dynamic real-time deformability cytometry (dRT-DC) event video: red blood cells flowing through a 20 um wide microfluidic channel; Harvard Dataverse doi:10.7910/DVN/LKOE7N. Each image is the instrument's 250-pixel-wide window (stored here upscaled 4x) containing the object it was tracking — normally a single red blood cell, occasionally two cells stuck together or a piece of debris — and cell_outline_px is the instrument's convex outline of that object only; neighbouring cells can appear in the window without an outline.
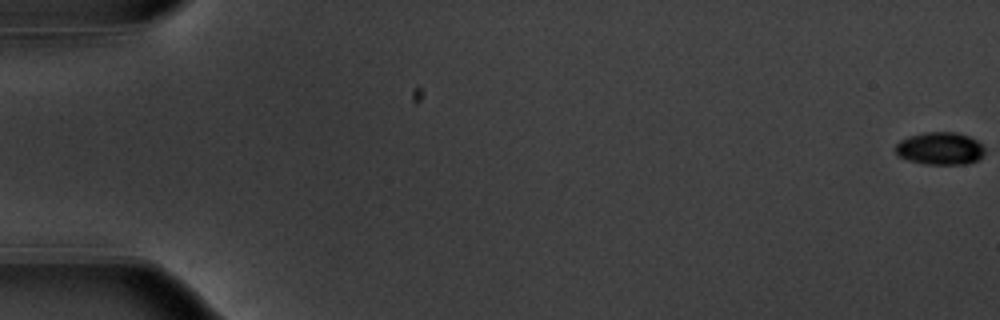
{"species": "common noctule bat (a hibernating species)", "species_latin": "Nyctalus noctula", "temperature_condition": "warm", "stored_images_in_passage": 56, "camera_frame_rate_fps": 3000, "um_per_image_px": 0.085, "animal": {"sex": "male", "body_mass_g": 20.1, "forearm_length_mm": 53.5}, "frame": {"image": 1, "passage_image": 1, "time_ms": 0.0, "image_size_px": [1000, 320], "cell_outline_px": [[984, 156], [968, 164], [924, 164], [908, 160], [896, 156], [892, 148], [900, 140], [908, 136], [924, 132], [956, 132], [968, 136], [976, 140], [984, 148]], "centroid_in_image_um": [79.84, 12.62], "position_along_channel_um": 5.2, "area_um2": 17.22}}
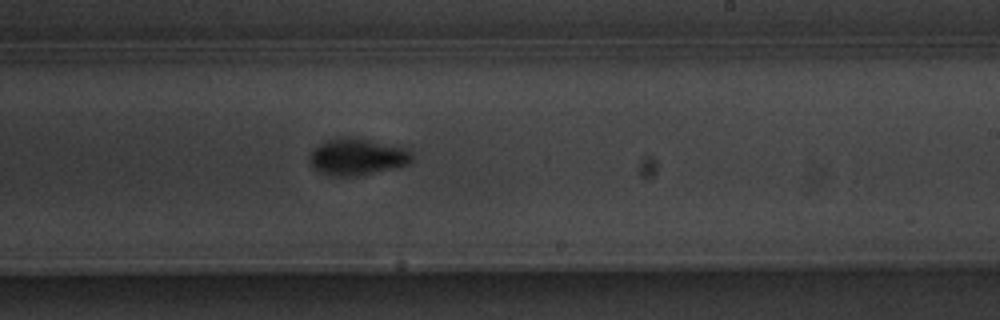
{"frame": {"image": 2, "passage_image": 35, "time_ms": 11.333, "image_size_px": [1000, 320], "cell_outline_px": [[412, 160], [408, 164], [396, 168], [364, 176], [328, 176], [312, 168], [308, 160], [312, 152], [320, 144], [328, 140], [344, 136], [352, 136], [404, 148], [412, 156]], "centroid_in_image_um": [30.33, 13.36], "position_along_channel_um": 258.7, "area_um2": 22.02}}
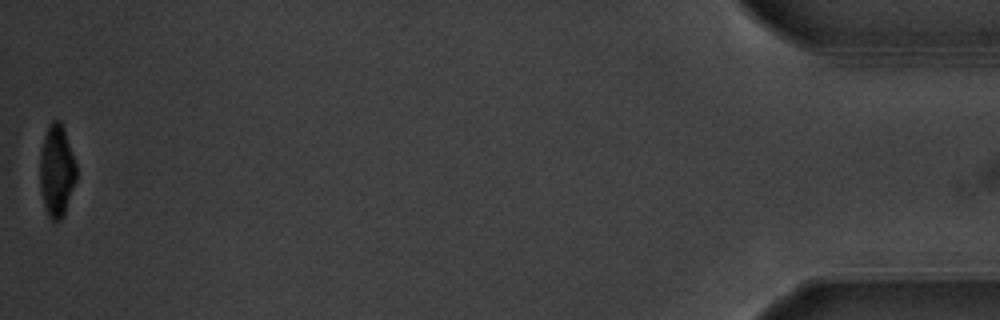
{"frame": {"image": 3, "passage_image": 56, "time_ms": 18.333, "image_size_px": [1000, 320], "cell_outline_px": [[76, 180], [64, 212], [60, 220], [52, 220], [48, 216], [44, 204], [40, 188], [40, 156], [44, 136], [48, 124], [52, 120], [60, 120], [64, 128], [76, 164]], "centroid_in_image_um": [4.81, 14.47], "position_along_channel_um": 430.4, "area_um2": 19.31}, "authors_computed_cell_mechanics": {"area_um2": 20.6346, "velocity_mm_per_s": 3.754, "shape_relaxation_time_tau1_ms": 2.0276, "shape_relaxation_time_tau2_ms": null, "deformation_change_tau1": 0.145, "deformation_change_tau2": null}}